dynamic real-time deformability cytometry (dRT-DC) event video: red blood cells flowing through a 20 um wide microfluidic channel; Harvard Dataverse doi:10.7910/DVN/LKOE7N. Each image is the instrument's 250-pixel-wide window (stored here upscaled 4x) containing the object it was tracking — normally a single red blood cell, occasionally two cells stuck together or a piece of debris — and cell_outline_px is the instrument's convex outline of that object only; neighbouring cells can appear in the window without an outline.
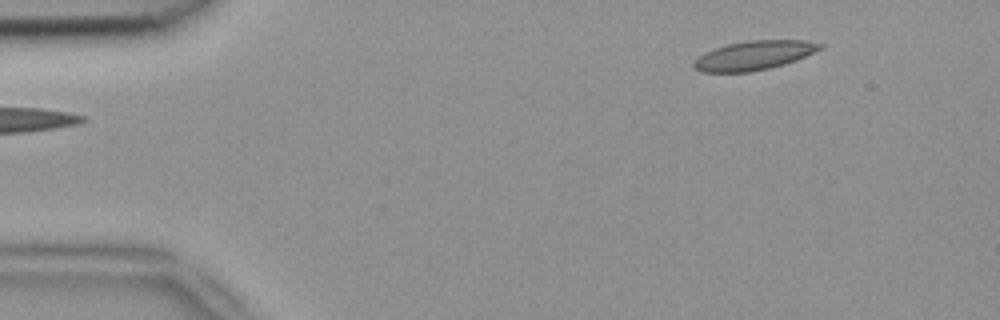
{"species": "common noctule bat (a hibernating species)", "species_latin": "Nyctalus noctula", "temperature_condition": "room temperature", "stored_images_in_passage": 2, "segment_of_instrument_passage": [2, 2], "camera_frame_rate_fps": 3000, "um_per_image_px": 0.085, "animal": {"sex": "female", "body_mass_g": 18.4}, "frame": {"image": 1, "passage_image": 2, "time_ms": 0.333, "image_size_px": [1000, 320], "cell_outline_px": [[824, 48], [796, 60], [784, 64], [768, 68], [748, 72], [700, 72], [692, 68], [692, 64], [704, 52], [728, 44], [748, 40], [804, 40], [824, 44]], "centroid_in_image_um": [64.09, 4.71], "position_along_channel_um": 20.9, "area_um2": 21.39}}